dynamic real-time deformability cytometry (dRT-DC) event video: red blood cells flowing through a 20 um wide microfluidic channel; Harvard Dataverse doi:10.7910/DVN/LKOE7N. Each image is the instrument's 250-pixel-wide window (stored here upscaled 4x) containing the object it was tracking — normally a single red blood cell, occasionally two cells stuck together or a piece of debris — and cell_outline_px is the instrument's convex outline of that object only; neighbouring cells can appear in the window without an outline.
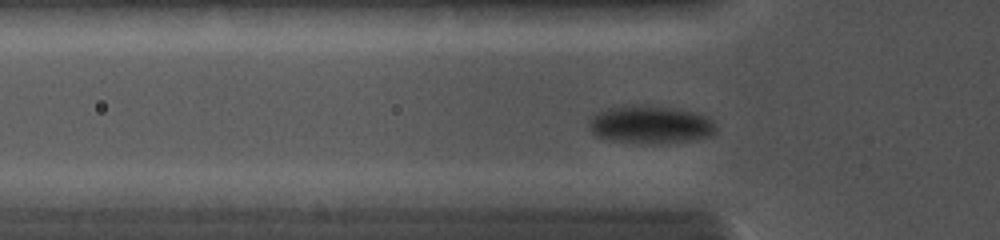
{"species": "common noctule bat (a hibernating species)", "species_latin": "Nyctalus noctula", "temperature_condition": "cold", "stored_images_in_passage": 73, "camera_frame_rate_fps": 5000, "um_per_image_px": 0.085, "animal": {"sex": "female", "body_mass_g": 19.0, "forearm_length_mm": 56.7}, "frame": {"image": 1, "passage_image": 26, "time_ms": 4.6, "image_size_px": [1000, 240], "cell_outline_px": [[716, 132], [708, 136], [688, 140], [648, 144], [612, 140], [596, 136], [592, 132], [588, 124], [588, 120], [596, 112], [608, 108], [640, 104], [648, 104], [676, 108], [708, 116], [712, 120], [716, 128]], "centroid_in_image_um": [55.25, 10.57], "position_along_channel_um": 70.5, "area_um2": 28.09}}
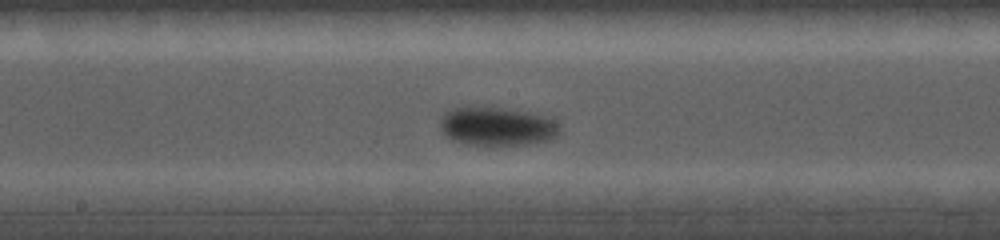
{"frame": {"image": 2, "passage_image": 39, "time_ms": 7.8, "image_size_px": [1000, 240], "cell_outline_px": [[560, 132], [552, 140], [528, 144], [472, 144], [452, 140], [444, 136], [440, 128], [440, 120], [444, 112], [452, 108], [484, 104], [492, 104], [528, 112], [544, 116], [552, 120], [560, 128]], "centroid_in_image_um": [42.2, 10.68], "position_along_channel_um": 206.0, "area_um2": 27.57}}
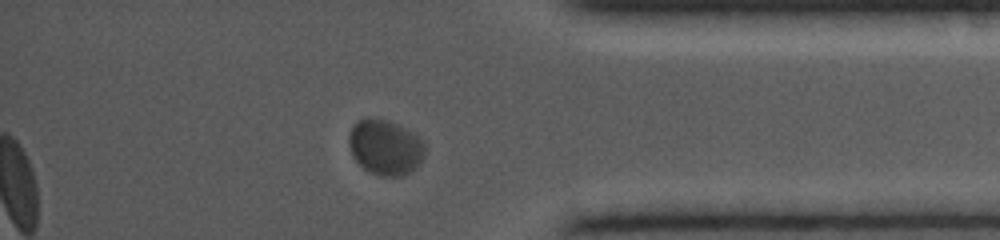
{"frame": {"image": 3, "passage_image": 58, "time_ms": 12.6, "image_size_px": [1000, 240], "cell_outline_px": [[424, 156], [420, 164], [416, 168], [400, 176], [380, 176], [364, 168], [352, 156], [348, 144], [348, 136], [352, 124], [356, 120], [364, 116], [372, 116], [388, 120], [412, 132], [424, 140]], "centroid_in_image_um": [32.71, 12.47], "position_along_channel_um": 402.5, "area_um2": 24.91}}